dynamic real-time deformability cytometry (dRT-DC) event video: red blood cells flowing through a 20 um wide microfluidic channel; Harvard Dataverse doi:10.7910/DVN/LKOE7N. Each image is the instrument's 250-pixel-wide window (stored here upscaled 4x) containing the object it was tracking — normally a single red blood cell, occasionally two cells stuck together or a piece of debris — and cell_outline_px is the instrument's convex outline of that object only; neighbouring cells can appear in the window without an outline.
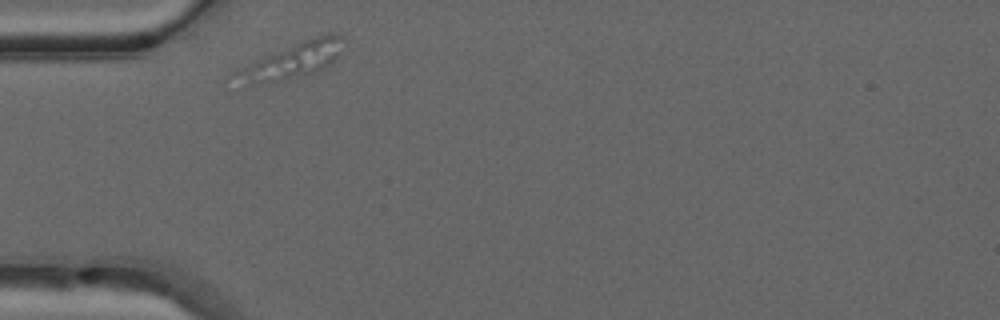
{"species": "common noctule bat (a hibernating species)", "species_latin": "Nyctalus noctula", "temperature_condition": "warm", "stored_images_in_passage": 9, "segment_of_instrument_passage": [1, 2], "camera_frame_rate_fps": 3000, "um_per_image_px": 0.085, "animal": {"sex": "male", "forearm_length_mm": 52.5}, "frame": {"image": 1, "passage_image": 1, "time_ms": 0.0, "image_size_px": [1000, 320], "cell_outline_px": [[348, 40], [336, 56], [324, 68], [312, 72], [280, 80], [252, 80], [244, 72], [260, 60], [268, 56], [312, 36], [344, 36]], "centroid_in_image_um": [25.34, 5.0], "position_along_channel_um": 59.7, "area_um2": 18.73}}